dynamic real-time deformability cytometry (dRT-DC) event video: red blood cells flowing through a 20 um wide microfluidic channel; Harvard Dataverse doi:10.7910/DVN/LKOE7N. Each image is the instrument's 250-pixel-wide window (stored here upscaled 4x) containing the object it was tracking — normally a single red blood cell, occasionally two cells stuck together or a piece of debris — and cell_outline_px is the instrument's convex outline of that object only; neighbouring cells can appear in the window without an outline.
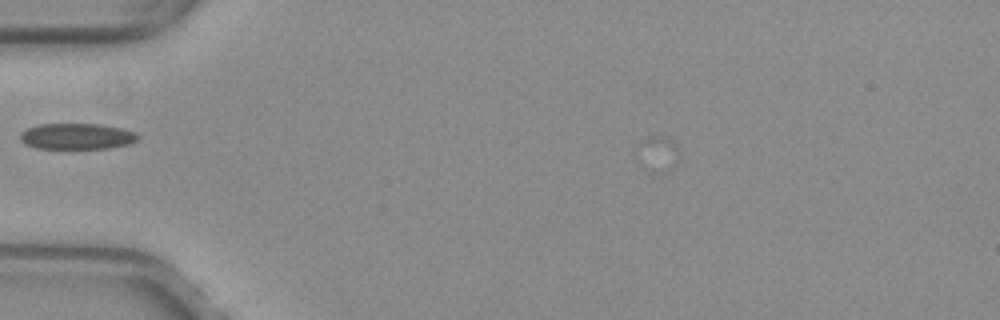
{"species": "common noctule bat (a hibernating species)", "species_latin": "Nyctalus noctula", "temperature_condition": "warm", "stored_images_in_passage": 34, "camera_frame_rate_fps": 3000, "um_per_image_px": 0.085, "animal": {"sex": "female", "body_mass_g": 29.2, "forearm_length_mm": 56.3}, "frame": {"image": 1, "passage_image": 1, "time_ms": 0.0, "image_size_px": [1000, 320], "cell_outline_px": [[140, 136], [136, 140], [128, 144], [108, 148], [36, 148], [20, 140], [20, 132], [36, 124], [100, 124], [120, 128], [136, 132]], "centroid_in_image_um": [6.53, 11.57], "position_along_channel_um": 78.5, "area_um2": 17.69}}
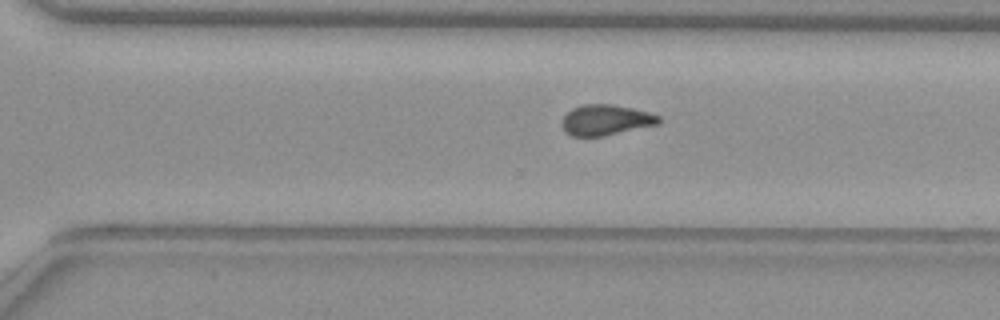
{"frame": {"image": 2, "passage_image": 19, "time_ms": 6.0, "image_size_px": [1000, 320], "cell_outline_px": [[660, 124], [604, 136], [572, 136], [564, 132], [560, 124], [560, 120], [572, 108], [584, 104], [612, 104], [632, 108], [648, 112], [660, 116]], "centroid_in_image_um": [51.46, 10.2], "position_along_channel_um": 319.1, "area_um2": 17.46}}
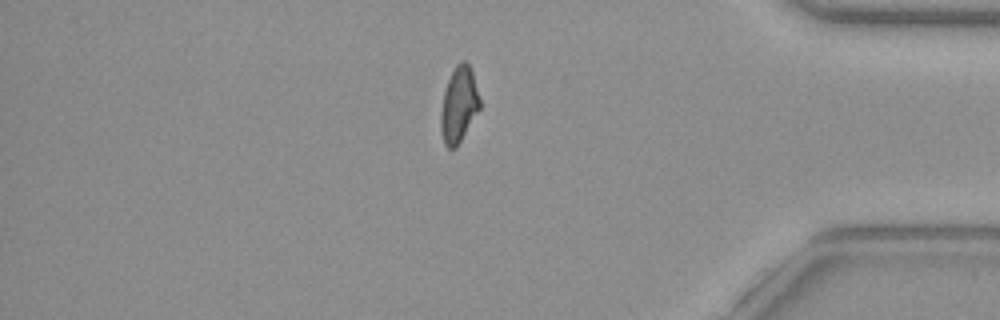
{"frame": {"image": 3, "passage_image": 27, "time_ms": 8.667, "image_size_px": [1000, 320], "cell_outline_px": [[480, 108], [456, 148], [448, 148], [444, 144], [440, 128], [440, 112], [444, 92], [448, 80], [456, 64], [460, 60], [464, 60], [468, 64], [472, 72], [480, 100]], "centroid_in_image_um": [38.98, 8.91], "position_along_channel_um": 396.2, "area_um2": 17.05}}